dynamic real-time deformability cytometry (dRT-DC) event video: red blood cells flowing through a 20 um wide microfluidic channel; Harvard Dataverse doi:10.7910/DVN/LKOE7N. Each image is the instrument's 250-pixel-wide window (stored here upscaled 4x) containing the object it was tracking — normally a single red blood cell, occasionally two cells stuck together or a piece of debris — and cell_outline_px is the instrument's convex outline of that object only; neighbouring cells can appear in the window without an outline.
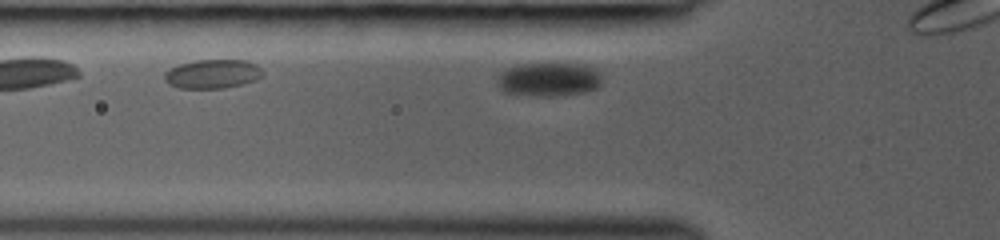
{"species": "common noctule bat (a hibernating species)", "species_latin": "Nyctalus noctula", "temperature_condition": "room temperature", "stored_images_in_passage": 6, "camera_frame_rate_fps": 3000, "um_per_image_px": 0.085, "animal": {"sex": "female", "body_mass_g": 19.0, "forearm_length_mm": 53.3}, "frame": {"image": 1, "passage_image": 6, "time_ms": 1.333, "image_size_px": [1000, 240], "cell_outline_px": [[604, 80], [596, 88], [584, 92], [564, 96], [516, 96], [504, 92], [496, 84], [496, 80], [500, 72], [508, 68], [520, 64], [584, 64], [600, 72]], "centroid_in_image_um": [46.62, 6.78], "position_along_channel_um": 79.2, "area_um2": 21.15}}